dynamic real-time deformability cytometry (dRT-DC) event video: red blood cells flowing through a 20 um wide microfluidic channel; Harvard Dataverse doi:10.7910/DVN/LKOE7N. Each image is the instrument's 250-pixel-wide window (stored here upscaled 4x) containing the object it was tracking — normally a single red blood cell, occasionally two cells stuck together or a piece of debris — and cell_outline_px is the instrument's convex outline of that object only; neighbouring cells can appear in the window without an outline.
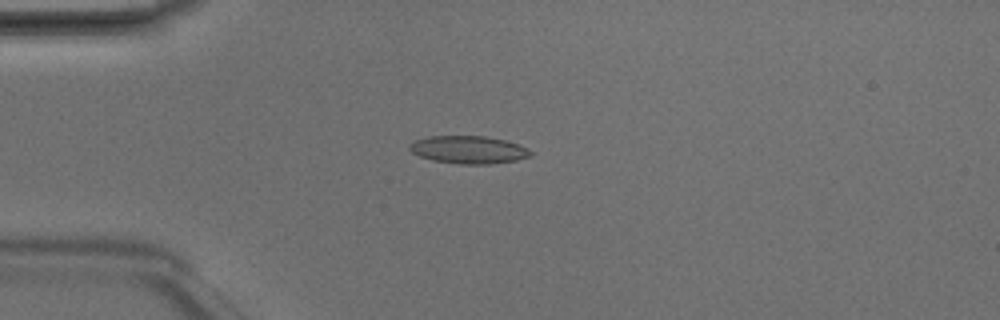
{"species": "Egyptian fruit bat (a non-hibernating species)", "species_latin": "Rousettus aegyptiacus", "temperature_condition": "room temperature", "stored_images_in_passage": 6, "camera_frame_rate_fps": 3000, "um_per_image_px": 0.085, "animal": {"sex": "male"}, "frame": {"image": 1, "passage_image": 4, "time_ms": 1.0, "image_size_px": [1000, 320], "cell_outline_px": [[532, 156], [516, 160], [488, 164], [460, 164], [432, 160], [420, 156], [412, 152], [408, 148], [408, 144], [412, 140], [428, 136], [484, 136], [504, 140], [528, 148], [532, 152]], "centroid_in_image_um": [39.78, 12.72], "position_along_channel_um": 45.2, "area_um2": 19.59}}